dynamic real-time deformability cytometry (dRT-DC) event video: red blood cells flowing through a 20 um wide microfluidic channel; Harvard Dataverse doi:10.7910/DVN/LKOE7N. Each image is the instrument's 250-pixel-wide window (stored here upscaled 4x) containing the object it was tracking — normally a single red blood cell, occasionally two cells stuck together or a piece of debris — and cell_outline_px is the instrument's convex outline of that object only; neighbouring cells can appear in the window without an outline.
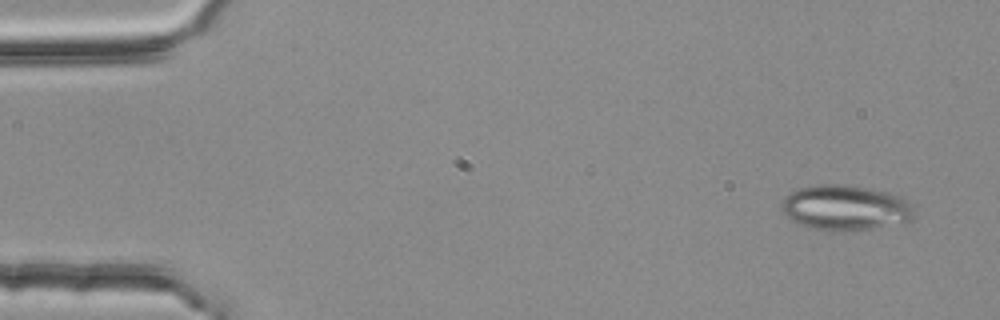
{"species": "common noctule bat (a hibernating species)", "species_latin": "Nyctalus noctula", "temperature_condition": "room temperature", "stored_images_in_passage": 4, "camera_frame_rate_fps": 3000, "um_per_image_px": 0.085, "animal": {"sex": "female", "body_mass_g": 25.1}, "frame": {"image": 1, "passage_image": 1, "time_ms": 0.0, "image_size_px": [1000, 320], "cell_outline_px": [[912, 220], [872, 228], [816, 228], [792, 220], [784, 212], [780, 204], [784, 196], [796, 188], [824, 184], [832, 184], [868, 188], [888, 192], [900, 196], [908, 200], [912, 208]], "centroid_in_image_um": [71.84, 17.6], "position_along_channel_um": 13.2, "area_um2": 33.64}}